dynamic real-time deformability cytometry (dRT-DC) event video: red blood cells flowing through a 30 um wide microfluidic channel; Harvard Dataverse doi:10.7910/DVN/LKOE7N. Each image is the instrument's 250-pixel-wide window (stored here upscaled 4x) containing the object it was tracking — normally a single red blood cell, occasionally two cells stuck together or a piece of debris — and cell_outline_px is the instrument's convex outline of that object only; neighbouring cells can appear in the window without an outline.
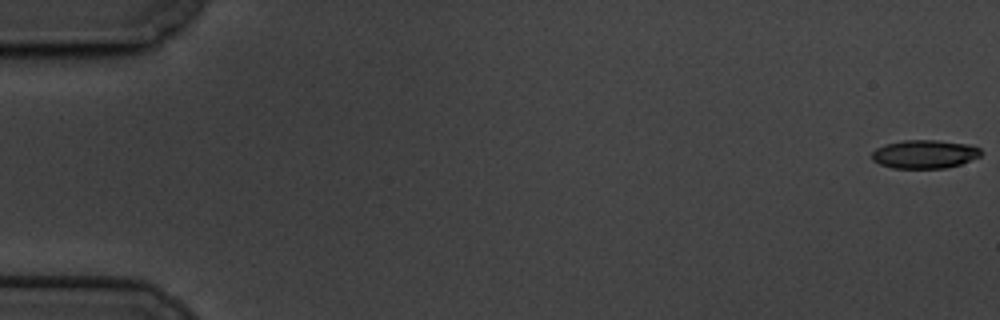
{"species": "common noctule bat (a hibernating species)", "species_latin": "Nyctalus noctula", "temperature_condition": "cold", "stored_images_in_passage": 60, "camera_frame_rate_fps": 3000, "um_per_image_px": 0.085, "animal": {"sex": "male", "body_mass_g": 19.5, "forearm_length_mm": 54.6}, "frame": {"image": 1, "passage_image": 1, "time_ms": 0.0, "image_size_px": [1000, 320], "cell_outline_px": [[984, 152], [980, 156], [960, 164], [944, 168], [892, 168], [880, 164], [872, 160], [872, 152], [876, 148], [884, 144], [904, 140], [936, 140], [968, 144], [980, 148]], "centroid_in_image_um": [78.59, 13.1], "position_along_channel_um": 6.4, "area_um2": 18.15}}
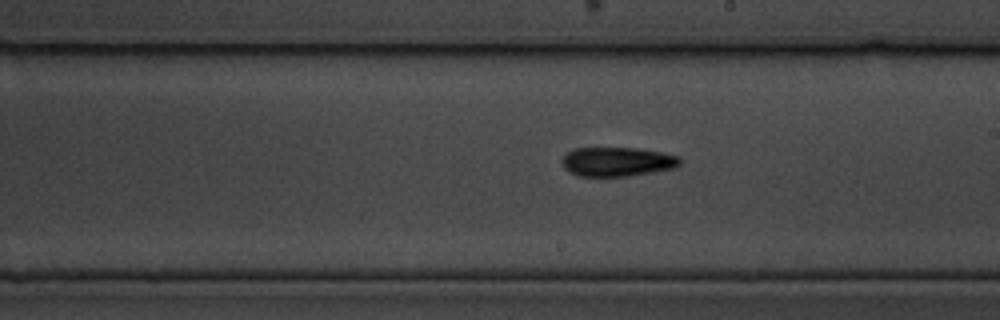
{"frame": {"image": 2, "passage_image": 35, "time_ms": 11.333, "image_size_px": [1000, 320], "cell_outline_px": [[680, 164], [676, 168], [628, 176], [576, 176], [568, 172], [564, 168], [560, 160], [568, 152], [576, 148], [636, 148], [660, 152], [680, 156]], "centroid_in_image_um": [52.45, 13.75], "position_along_channel_um": 236.6, "area_um2": 20.17}}
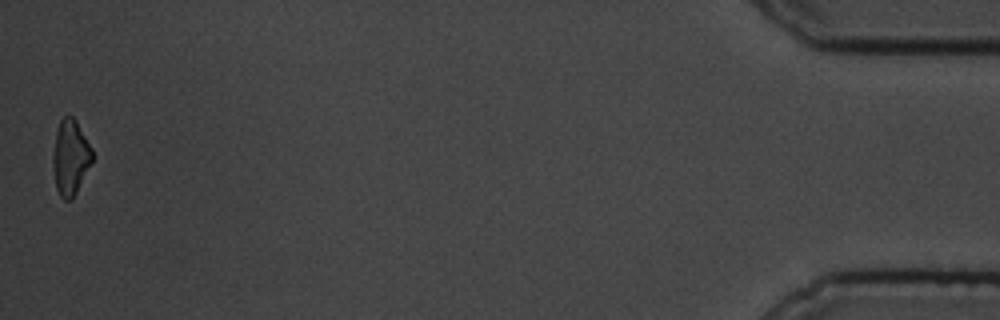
{"frame": {"image": 3, "passage_image": 60, "time_ms": 19.667, "image_size_px": [1000, 320], "cell_outline_px": [[92, 160], [72, 200], [64, 200], [60, 196], [56, 188], [52, 164], [52, 156], [56, 132], [60, 120], [64, 116], [72, 116], [76, 120], [92, 148]], "centroid_in_image_um": [5.96, 13.37], "position_along_channel_um": 429.2, "area_um2": 17.11}, "authors_computed_cell_mechanics": {"area_um2": 19.1896, "velocity_mm_per_s": 3.3848, "shape_relaxation_time_tau1_ms": 8.4809, "shape_relaxation_time_tau2_ms": null, "deformation_change_tau1": 0.1817, "deformation_change_tau2": null}}